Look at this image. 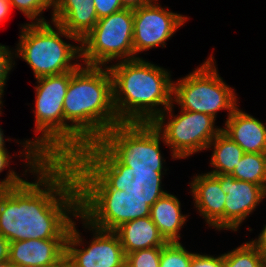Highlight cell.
Masks as SVG:
<instances>
[{
  "label": "cell",
  "mask_w": 266,
  "mask_h": 267,
  "mask_svg": "<svg viewBox=\"0 0 266 267\" xmlns=\"http://www.w3.org/2000/svg\"><path fill=\"white\" fill-rule=\"evenodd\" d=\"M18 186L0 189V234L9 242L66 239L78 220V189L67 160H45Z\"/></svg>",
  "instance_id": "cell-1"
},
{
  "label": "cell",
  "mask_w": 266,
  "mask_h": 267,
  "mask_svg": "<svg viewBox=\"0 0 266 267\" xmlns=\"http://www.w3.org/2000/svg\"><path fill=\"white\" fill-rule=\"evenodd\" d=\"M63 111L64 160H67L121 123L113 105L109 68L81 64L70 77Z\"/></svg>",
  "instance_id": "cell-2"
},
{
  "label": "cell",
  "mask_w": 266,
  "mask_h": 267,
  "mask_svg": "<svg viewBox=\"0 0 266 267\" xmlns=\"http://www.w3.org/2000/svg\"><path fill=\"white\" fill-rule=\"evenodd\" d=\"M113 105L120 122L152 123L171 104V71L140 58L114 62Z\"/></svg>",
  "instance_id": "cell-3"
},
{
  "label": "cell",
  "mask_w": 266,
  "mask_h": 267,
  "mask_svg": "<svg viewBox=\"0 0 266 267\" xmlns=\"http://www.w3.org/2000/svg\"><path fill=\"white\" fill-rule=\"evenodd\" d=\"M67 162L77 189H116L143 199L152 206L168 191L163 189V171L133 170L120 163L99 141L88 144Z\"/></svg>",
  "instance_id": "cell-4"
},
{
  "label": "cell",
  "mask_w": 266,
  "mask_h": 267,
  "mask_svg": "<svg viewBox=\"0 0 266 267\" xmlns=\"http://www.w3.org/2000/svg\"><path fill=\"white\" fill-rule=\"evenodd\" d=\"M20 27L19 41L13 49L14 59L25 61L35 79L75 71L81 65V41L61 25L48 21L28 22ZM63 37L72 40V44Z\"/></svg>",
  "instance_id": "cell-5"
},
{
  "label": "cell",
  "mask_w": 266,
  "mask_h": 267,
  "mask_svg": "<svg viewBox=\"0 0 266 267\" xmlns=\"http://www.w3.org/2000/svg\"><path fill=\"white\" fill-rule=\"evenodd\" d=\"M74 71L37 78L34 106V132L26 139L45 160H64L63 102Z\"/></svg>",
  "instance_id": "cell-6"
},
{
  "label": "cell",
  "mask_w": 266,
  "mask_h": 267,
  "mask_svg": "<svg viewBox=\"0 0 266 267\" xmlns=\"http://www.w3.org/2000/svg\"><path fill=\"white\" fill-rule=\"evenodd\" d=\"M214 56L207 59L192 72L174 81L172 103L182 110L200 112L213 116L226 110L227 118L238 105L236 89L227 85L220 76ZM215 61V62H214Z\"/></svg>",
  "instance_id": "cell-7"
},
{
  "label": "cell",
  "mask_w": 266,
  "mask_h": 267,
  "mask_svg": "<svg viewBox=\"0 0 266 267\" xmlns=\"http://www.w3.org/2000/svg\"><path fill=\"white\" fill-rule=\"evenodd\" d=\"M160 141L166 144L152 123L143 122H121L99 140L120 163L133 170L166 172L169 168L164 166Z\"/></svg>",
  "instance_id": "cell-8"
},
{
  "label": "cell",
  "mask_w": 266,
  "mask_h": 267,
  "mask_svg": "<svg viewBox=\"0 0 266 267\" xmlns=\"http://www.w3.org/2000/svg\"><path fill=\"white\" fill-rule=\"evenodd\" d=\"M133 19L132 9L100 18L81 40V62L88 66L108 67L115 60L134 59Z\"/></svg>",
  "instance_id": "cell-9"
},
{
  "label": "cell",
  "mask_w": 266,
  "mask_h": 267,
  "mask_svg": "<svg viewBox=\"0 0 266 267\" xmlns=\"http://www.w3.org/2000/svg\"><path fill=\"white\" fill-rule=\"evenodd\" d=\"M174 107L172 103L152 122L163 136L165 145L171 149L173 160L189 158L207 150L210 142L222 131V127L215 125L217 119L182 109L175 114Z\"/></svg>",
  "instance_id": "cell-10"
},
{
  "label": "cell",
  "mask_w": 266,
  "mask_h": 267,
  "mask_svg": "<svg viewBox=\"0 0 266 267\" xmlns=\"http://www.w3.org/2000/svg\"><path fill=\"white\" fill-rule=\"evenodd\" d=\"M143 199L116 189H78V214L90 225L115 231L122 224L150 216Z\"/></svg>",
  "instance_id": "cell-11"
},
{
  "label": "cell",
  "mask_w": 266,
  "mask_h": 267,
  "mask_svg": "<svg viewBox=\"0 0 266 267\" xmlns=\"http://www.w3.org/2000/svg\"><path fill=\"white\" fill-rule=\"evenodd\" d=\"M78 219L85 230L92 231L93 236L86 241L81 236L76 221H72L65 242L68 267H122L125 264L126 255L117 233L96 228L79 214Z\"/></svg>",
  "instance_id": "cell-12"
},
{
  "label": "cell",
  "mask_w": 266,
  "mask_h": 267,
  "mask_svg": "<svg viewBox=\"0 0 266 267\" xmlns=\"http://www.w3.org/2000/svg\"><path fill=\"white\" fill-rule=\"evenodd\" d=\"M159 3L158 0H152L133 10L134 58H140L139 53L155 47L165 48L166 41L189 20V17L172 12Z\"/></svg>",
  "instance_id": "cell-13"
},
{
  "label": "cell",
  "mask_w": 266,
  "mask_h": 267,
  "mask_svg": "<svg viewBox=\"0 0 266 267\" xmlns=\"http://www.w3.org/2000/svg\"><path fill=\"white\" fill-rule=\"evenodd\" d=\"M226 194L224 230L237 232L266 198V191L257 184L236 180L230 175H213ZM242 224V225H241Z\"/></svg>",
  "instance_id": "cell-14"
},
{
  "label": "cell",
  "mask_w": 266,
  "mask_h": 267,
  "mask_svg": "<svg viewBox=\"0 0 266 267\" xmlns=\"http://www.w3.org/2000/svg\"><path fill=\"white\" fill-rule=\"evenodd\" d=\"M191 180L189 187L194 209L205 219L208 227L223 231L226 194L220 182L207 172L194 175Z\"/></svg>",
  "instance_id": "cell-15"
},
{
  "label": "cell",
  "mask_w": 266,
  "mask_h": 267,
  "mask_svg": "<svg viewBox=\"0 0 266 267\" xmlns=\"http://www.w3.org/2000/svg\"><path fill=\"white\" fill-rule=\"evenodd\" d=\"M66 239H27L10 242L9 261L15 267H48L65 256Z\"/></svg>",
  "instance_id": "cell-16"
},
{
  "label": "cell",
  "mask_w": 266,
  "mask_h": 267,
  "mask_svg": "<svg viewBox=\"0 0 266 267\" xmlns=\"http://www.w3.org/2000/svg\"><path fill=\"white\" fill-rule=\"evenodd\" d=\"M224 126L222 132L236 142L245 153L266 154V123L238 106L226 118Z\"/></svg>",
  "instance_id": "cell-17"
},
{
  "label": "cell",
  "mask_w": 266,
  "mask_h": 267,
  "mask_svg": "<svg viewBox=\"0 0 266 267\" xmlns=\"http://www.w3.org/2000/svg\"><path fill=\"white\" fill-rule=\"evenodd\" d=\"M50 20L81 41L99 19L93 0H55L53 17Z\"/></svg>",
  "instance_id": "cell-18"
},
{
  "label": "cell",
  "mask_w": 266,
  "mask_h": 267,
  "mask_svg": "<svg viewBox=\"0 0 266 267\" xmlns=\"http://www.w3.org/2000/svg\"><path fill=\"white\" fill-rule=\"evenodd\" d=\"M178 196L166 193L150 208V218L168 242H180L181 229L189 219V214H183Z\"/></svg>",
  "instance_id": "cell-19"
},
{
  "label": "cell",
  "mask_w": 266,
  "mask_h": 267,
  "mask_svg": "<svg viewBox=\"0 0 266 267\" xmlns=\"http://www.w3.org/2000/svg\"><path fill=\"white\" fill-rule=\"evenodd\" d=\"M115 232L119 236L125 255L141 249L162 247L168 243L150 216L126 222Z\"/></svg>",
  "instance_id": "cell-20"
},
{
  "label": "cell",
  "mask_w": 266,
  "mask_h": 267,
  "mask_svg": "<svg viewBox=\"0 0 266 267\" xmlns=\"http://www.w3.org/2000/svg\"><path fill=\"white\" fill-rule=\"evenodd\" d=\"M16 143H19L22 147V151H19L20 159L23 158L24 164V171L23 173L19 174L16 170L11 169L10 161L12 158L8 149H0V173L4 171L6 168H10L7 174L5 175L6 178L0 180V189H7L12 188L18 185H21L27 178L26 175H31L34 171L45 161V159L32 147V145L27 140H17ZM28 173V174H27ZM24 177H23V176ZM23 177V178H22Z\"/></svg>",
  "instance_id": "cell-21"
},
{
  "label": "cell",
  "mask_w": 266,
  "mask_h": 267,
  "mask_svg": "<svg viewBox=\"0 0 266 267\" xmlns=\"http://www.w3.org/2000/svg\"><path fill=\"white\" fill-rule=\"evenodd\" d=\"M208 149L213 151L210 158L213 169L207 172L211 175H230L245 154L239 145L222 131L210 142Z\"/></svg>",
  "instance_id": "cell-22"
},
{
  "label": "cell",
  "mask_w": 266,
  "mask_h": 267,
  "mask_svg": "<svg viewBox=\"0 0 266 267\" xmlns=\"http://www.w3.org/2000/svg\"><path fill=\"white\" fill-rule=\"evenodd\" d=\"M230 176L260 185L266 191V154L245 153Z\"/></svg>",
  "instance_id": "cell-23"
},
{
  "label": "cell",
  "mask_w": 266,
  "mask_h": 267,
  "mask_svg": "<svg viewBox=\"0 0 266 267\" xmlns=\"http://www.w3.org/2000/svg\"><path fill=\"white\" fill-rule=\"evenodd\" d=\"M224 267H266V258L247 241L224 252Z\"/></svg>",
  "instance_id": "cell-24"
},
{
  "label": "cell",
  "mask_w": 266,
  "mask_h": 267,
  "mask_svg": "<svg viewBox=\"0 0 266 267\" xmlns=\"http://www.w3.org/2000/svg\"><path fill=\"white\" fill-rule=\"evenodd\" d=\"M12 9L16 8L28 18L29 23L48 22L43 16L45 10L51 9V19L55 9V0H9Z\"/></svg>",
  "instance_id": "cell-25"
},
{
  "label": "cell",
  "mask_w": 266,
  "mask_h": 267,
  "mask_svg": "<svg viewBox=\"0 0 266 267\" xmlns=\"http://www.w3.org/2000/svg\"><path fill=\"white\" fill-rule=\"evenodd\" d=\"M195 252H189L182 242L162 246L160 267H190Z\"/></svg>",
  "instance_id": "cell-26"
},
{
  "label": "cell",
  "mask_w": 266,
  "mask_h": 267,
  "mask_svg": "<svg viewBox=\"0 0 266 267\" xmlns=\"http://www.w3.org/2000/svg\"><path fill=\"white\" fill-rule=\"evenodd\" d=\"M162 247L141 249L126 254L125 263L129 267H160Z\"/></svg>",
  "instance_id": "cell-27"
},
{
  "label": "cell",
  "mask_w": 266,
  "mask_h": 267,
  "mask_svg": "<svg viewBox=\"0 0 266 267\" xmlns=\"http://www.w3.org/2000/svg\"><path fill=\"white\" fill-rule=\"evenodd\" d=\"M14 50L7 45L0 44V95L4 96L5 85L9 74L15 66Z\"/></svg>",
  "instance_id": "cell-28"
},
{
  "label": "cell",
  "mask_w": 266,
  "mask_h": 267,
  "mask_svg": "<svg viewBox=\"0 0 266 267\" xmlns=\"http://www.w3.org/2000/svg\"><path fill=\"white\" fill-rule=\"evenodd\" d=\"M190 267H224V254L218 256L195 253Z\"/></svg>",
  "instance_id": "cell-29"
},
{
  "label": "cell",
  "mask_w": 266,
  "mask_h": 267,
  "mask_svg": "<svg viewBox=\"0 0 266 267\" xmlns=\"http://www.w3.org/2000/svg\"><path fill=\"white\" fill-rule=\"evenodd\" d=\"M98 19L123 10L121 0H93Z\"/></svg>",
  "instance_id": "cell-30"
},
{
  "label": "cell",
  "mask_w": 266,
  "mask_h": 267,
  "mask_svg": "<svg viewBox=\"0 0 266 267\" xmlns=\"http://www.w3.org/2000/svg\"><path fill=\"white\" fill-rule=\"evenodd\" d=\"M266 258V224L254 240L249 241Z\"/></svg>",
  "instance_id": "cell-31"
},
{
  "label": "cell",
  "mask_w": 266,
  "mask_h": 267,
  "mask_svg": "<svg viewBox=\"0 0 266 267\" xmlns=\"http://www.w3.org/2000/svg\"><path fill=\"white\" fill-rule=\"evenodd\" d=\"M12 7L9 0H0V24L8 19L11 14Z\"/></svg>",
  "instance_id": "cell-32"
},
{
  "label": "cell",
  "mask_w": 266,
  "mask_h": 267,
  "mask_svg": "<svg viewBox=\"0 0 266 267\" xmlns=\"http://www.w3.org/2000/svg\"><path fill=\"white\" fill-rule=\"evenodd\" d=\"M10 242L0 234V262L9 260Z\"/></svg>",
  "instance_id": "cell-33"
},
{
  "label": "cell",
  "mask_w": 266,
  "mask_h": 267,
  "mask_svg": "<svg viewBox=\"0 0 266 267\" xmlns=\"http://www.w3.org/2000/svg\"><path fill=\"white\" fill-rule=\"evenodd\" d=\"M152 0H121L124 9H137L141 6H145Z\"/></svg>",
  "instance_id": "cell-34"
},
{
  "label": "cell",
  "mask_w": 266,
  "mask_h": 267,
  "mask_svg": "<svg viewBox=\"0 0 266 267\" xmlns=\"http://www.w3.org/2000/svg\"><path fill=\"white\" fill-rule=\"evenodd\" d=\"M5 135H4V132H3V129H2V127L0 126V149H5L6 148V141H11V139L10 138H7V140L5 139L6 137H4Z\"/></svg>",
  "instance_id": "cell-35"
},
{
  "label": "cell",
  "mask_w": 266,
  "mask_h": 267,
  "mask_svg": "<svg viewBox=\"0 0 266 267\" xmlns=\"http://www.w3.org/2000/svg\"><path fill=\"white\" fill-rule=\"evenodd\" d=\"M48 267H68L66 257L64 256L57 264Z\"/></svg>",
  "instance_id": "cell-36"
},
{
  "label": "cell",
  "mask_w": 266,
  "mask_h": 267,
  "mask_svg": "<svg viewBox=\"0 0 266 267\" xmlns=\"http://www.w3.org/2000/svg\"><path fill=\"white\" fill-rule=\"evenodd\" d=\"M0 267H15L9 260L0 262Z\"/></svg>",
  "instance_id": "cell-37"
},
{
  "label": "cell",
  "mask_w": 266,
  "mask_h": 267,
  "mask_svg": "<svg viewBox=\"0 0 266 267\" xmlns=\"http://www.w3.org/2000/svg\"><path fill=\"white\" fill-rule=\"evenodd\" d=\"M3 97H4L3 95H0V116H1L2 113H3L2 110H1L2 107H3V103H4V102H3V99H2Z\"/></svg>",
  "instance_id": "cell-38"
},
{
  "label": "cell",
  "mask_w": 266,
  "mask_h": 267,
  "mask_svg": "<svg viewBox=\"0 0 266 267\" xmlns=\"http://www.w3.org/2000/svg\"><path fill=\"white\" fill-rule=\"evenodd\" d=\"M122 267H129L126 263Z\"/></svg>",
  "instance_id": "cell-39"
}]
</instances>
